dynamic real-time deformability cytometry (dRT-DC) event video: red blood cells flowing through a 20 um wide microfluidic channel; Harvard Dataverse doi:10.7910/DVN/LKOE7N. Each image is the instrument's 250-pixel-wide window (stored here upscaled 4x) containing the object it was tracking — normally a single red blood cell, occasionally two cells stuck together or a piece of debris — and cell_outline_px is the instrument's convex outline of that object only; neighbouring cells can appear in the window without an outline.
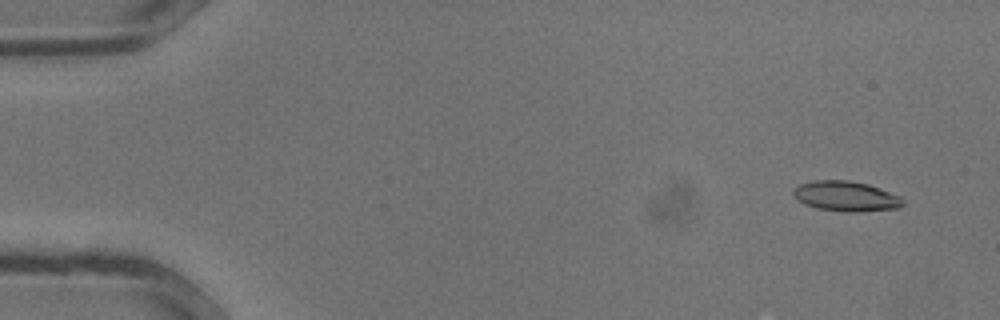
{"species": "common noctule bat (a hibernating species)", "species_latin": "Nyctalus noctula", "temperature_condition": "warm", "stored_images_in_passage": 33, "camera_frame_rate_fps": 3000, "um_per_image_px": 0.085, "animal": {"sex": "male", "body_mass_g": 13.3}, "frame": {"image": 1, "passage_image": 1, "time_ms": 0.0, "image_size_px": [1000, 320], "cell_outline_px": [[904, 204], [900, 208], [856, 212], [848, 212], [816, 208], [804, 204], [792, 192], [800, 184], [816, 180], [848, 180], [868, 184], [880, 188], [900, 196], [904, 200]], "centroid_in_image_um": [71.96, 16.68], "position_along_channel_um": 13.0, "area_um2": 19.13}}
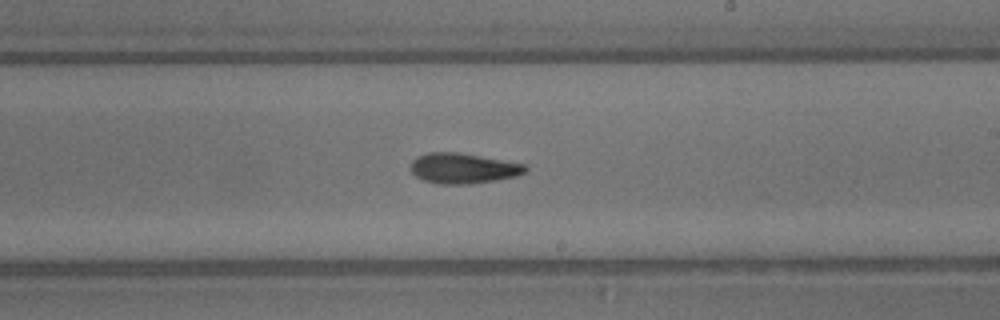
{"frame": {"image": 2, "passage_image": 19, "time_ms": 6.0, "image_size_px": [1000, 320], "cell_outline_px": [[528, 172], [516, 176], [496, 180], [472, 184], [440, 184], [424, 180], [416, 176], [408, 168], [412, 160], [416, 156], [428, 152], [460, 152], [524, 164], [528, 168]], "centroid_in_image_um": [39.35, 14.3], "position_along_channel_um": 249.7, "area_um2": 20.52}}
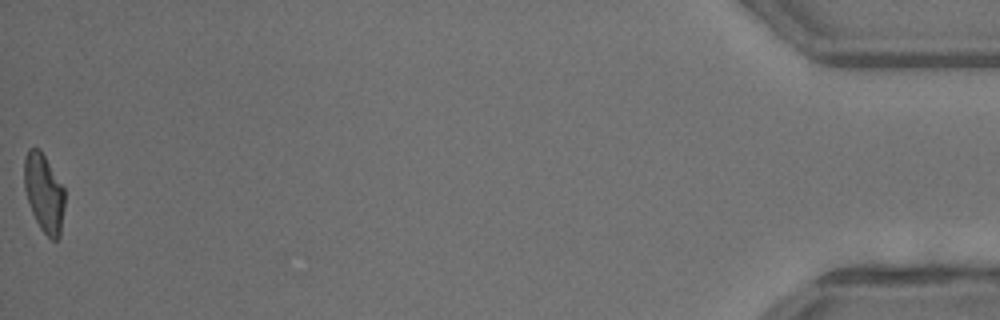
{"frame": {"image": 3, "passage_image": 33, "time_ms": 10.667, "image_size_px": [1000, 320], "cell_outline_px": [[64, 208], [60, 236], [56, 240], [52, 240], [40, 228], [32, 212], [24, 188], [24, 156], [28, 148], [40, 148], [64, 188]], "centroid_in_image_um": [3.73, 16.38], "position_along_channel_um": 431.5, "area_um2": 18.44}}